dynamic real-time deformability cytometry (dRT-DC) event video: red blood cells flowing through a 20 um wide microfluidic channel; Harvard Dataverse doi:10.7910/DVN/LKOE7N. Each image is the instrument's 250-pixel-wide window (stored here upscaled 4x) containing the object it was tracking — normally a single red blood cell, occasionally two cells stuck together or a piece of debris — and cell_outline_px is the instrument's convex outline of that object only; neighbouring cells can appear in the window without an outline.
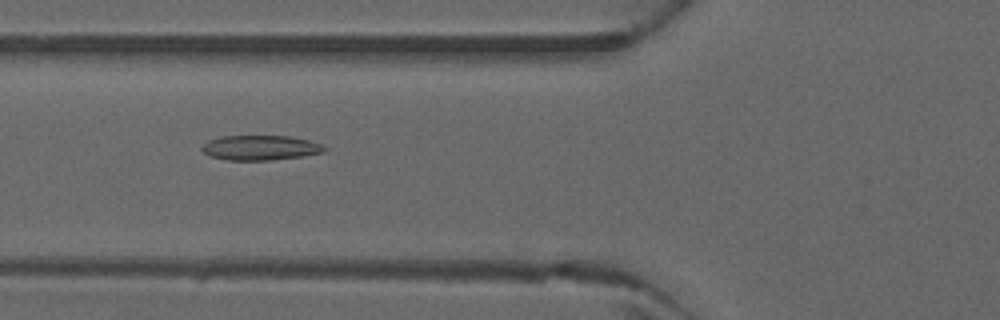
{"species": "common noctule bat (a hibernating species)", "species_latin": "Nyctalus noctula", "temperature_condition": "warm", "stored_images_in_passage": 34, "camera_frame_rate_fps": 3000, "um_per_image_px": 0.085, "animal": {"sex": "male", "forearm_length_mm": 52.5}, "frame": {"image": 1, "passage_image": 7, "time_ms": 2.0, "image_size_px": [1000, 320], "cell_outline_px": [[328, 148], [324, 152], [300, 156], [272, 160], [228, 160], [208, 156], [200, 148], [208, 140], [220, 136], [292, 136], [308, 140], [320, 144]], "centroid_in_image_um": [22.1, 12.55], "position_along_channel_um": 103.7, "area_um2": 17.74}}
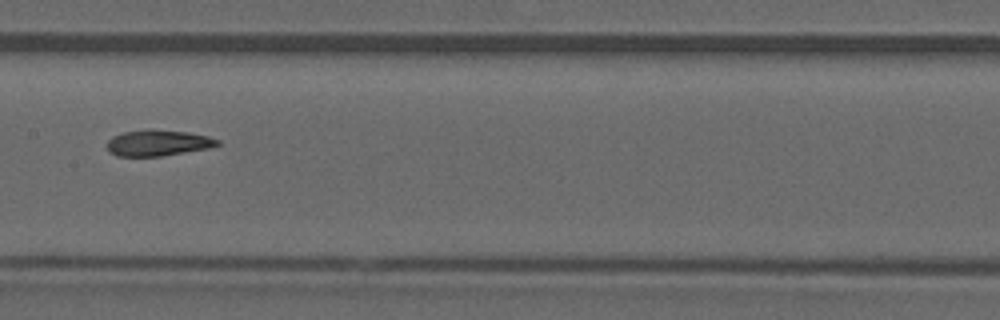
{"frame": {"image": 2, "passage_image": 13, "time_ms": 4.0, "image_size_px": [1000, 320], "cell_outline_px": [[220, 144], [208, 148], [160, 156], [116, 156], [108, 152], [108, 140], [112, 136], [124, 132], [148, 128], [188, 132], [208, 136], [220, 140]], "centroid_in_image_um": [13.41, 12.13], "position_along_channel_um": 194.0, "area_um2": 16.82}}
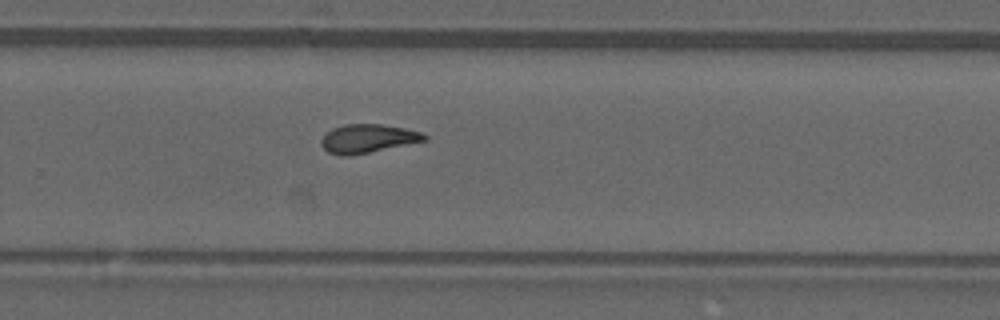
{"frame": {"image": 3, "passage_image": 20, "time_ms": 6.333, "image_size_px": [1000, 320], "cell_outline_px": [[428, 140], [348, 156], [340, 156], [328, 152], [320, 144], [320, 140], [332, 128], [344, 124], [380, 124], [404, 128], [424, 132], [428, 136]], "centroid_in_image_um": [31.27, 11.77], "position_along_channel_um": 298.5, "area_um2": 17.17}}